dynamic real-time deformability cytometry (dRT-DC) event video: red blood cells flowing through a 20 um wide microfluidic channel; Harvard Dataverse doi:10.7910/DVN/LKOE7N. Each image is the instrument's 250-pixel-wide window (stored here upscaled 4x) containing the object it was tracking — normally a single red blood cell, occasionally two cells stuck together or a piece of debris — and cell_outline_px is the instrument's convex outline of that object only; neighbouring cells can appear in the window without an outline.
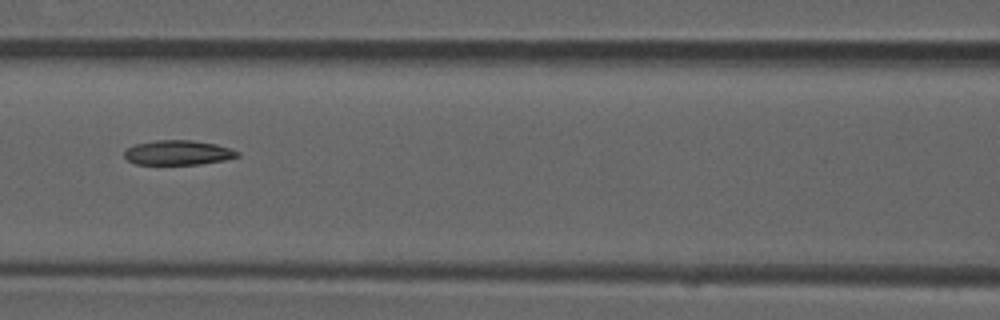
{"species": "common noctule bat (a hibernating species)", "species_latin": "Nyctalus noctula", "temperature_condition": "room temperature", "stored_images_in_passage": 7, "camera_frame_rate_fps": 3000, "um_per_image_px": 0.085, "animal": {"sex": "male", "forearm_length_mm": 52.5}, "frame": {"image": 1, "passage_image": 7, "time_ms": 2.0, "image_size_px": [1000, 320], "cell_outline_px": [[240, 156], [224, 160], [200, 164], [136, 164], [128, 160], [124, 156], [124, 152], [128, 148], [136, 144], [156, 140], [192, 140], [216, 144], [240, 152]], "centroid_in_image_um": [15.14, 12.97], "position_along_channel_um": 151.5, "area_um2": 16.13}}